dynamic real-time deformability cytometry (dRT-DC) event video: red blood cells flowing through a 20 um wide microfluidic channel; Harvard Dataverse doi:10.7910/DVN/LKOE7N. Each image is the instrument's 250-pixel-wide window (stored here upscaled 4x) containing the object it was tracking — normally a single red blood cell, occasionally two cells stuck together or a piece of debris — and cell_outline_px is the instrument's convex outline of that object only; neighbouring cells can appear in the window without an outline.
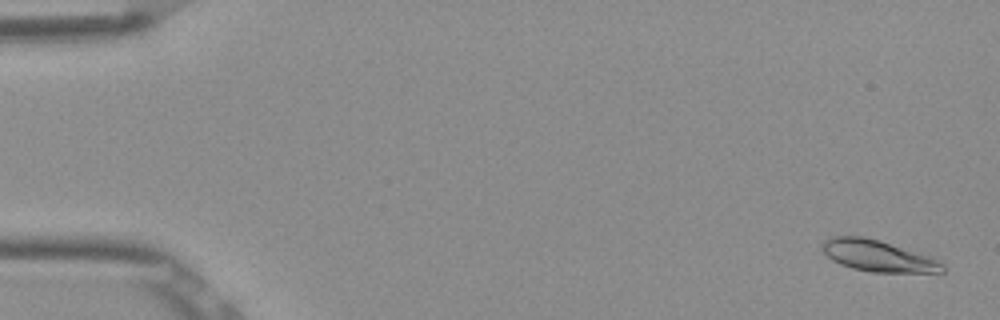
{"species": "Egyptian fruit bat (a non-hibernating species)", "species_latin": "Rousettus aegyptiacus", "temperature_condition": "room temperature", "stored_images_in_passage": 54, "segment_of_instrument_passage": [1, 2], "camera_frame_rate_fps": 3000, "um_per_image_px": 0.085, "frame": {"image": 1, "passage_image": 2, "time_ms": 0.333, "image_size_px": [1000, 320], "cell_outline_px": [[944, 272], [872, 272], [852, 268], [840, 264], [832, 260], [820, 248], [820, 244], [824, 240], [832, 236], [864, 236], [932, 256], [944, 264]], "centroid_in_image_um": [74.61, 21.74], "position_along_channel_um": 10.4, "area_um2": 22.02}}
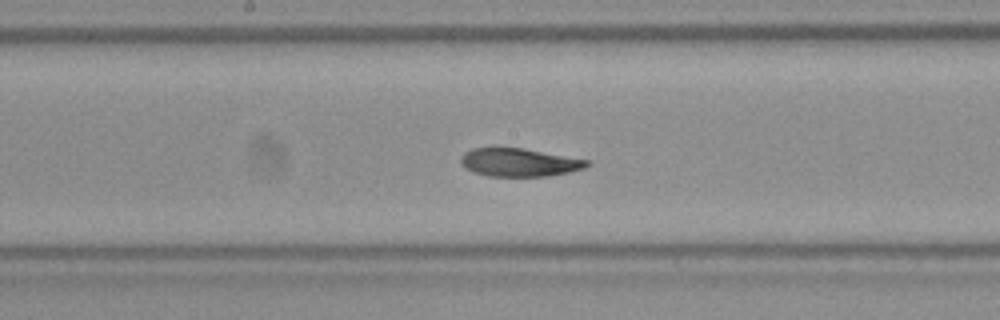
{"frame": {"image": 2, "passage_image": 28, "time_ms": 9.0, "image_size_px": [1000, 320], "cell_outline_px": [[592, 164], [584, 168], [568, 172], [548, 176], [488, 176], [472, 172], [464, 168], [460, 164], [460, 156], [464, 152], [472, 148], [496, 144], [524, 148], [588, 160]], "centroid_in_image_um": [44.02, 13.76], "position_along_channel_um": 204.2, "area_um2": 21.56}}
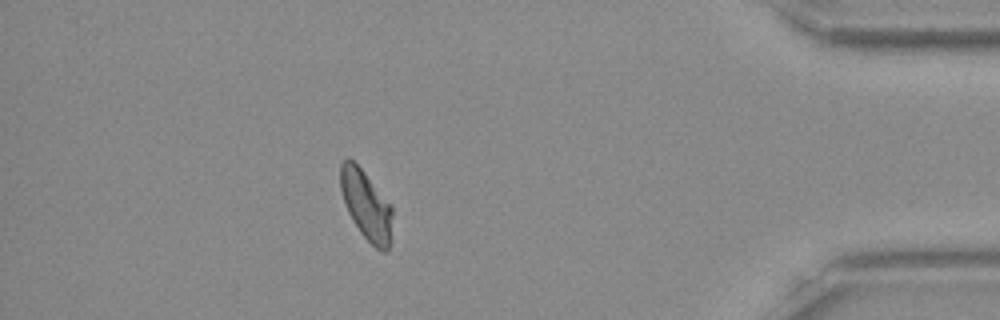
{"frame": {"image": 3, "passage_image": 47, "time_ms": 15.333, "image_size_px": [1000, 320], "cell_outline_px": [[392, 240], [388, 248], [384, 252], [376, 248], [360, 232], [352, 220], [344, 204], [340, 188], [340, 164], [348, 156], [364, 172], [392, 204]], "centroid_in_image_um": [31.14, 17.44], "position_along_channel_um": 404.1, "area_um2": 21.21}}